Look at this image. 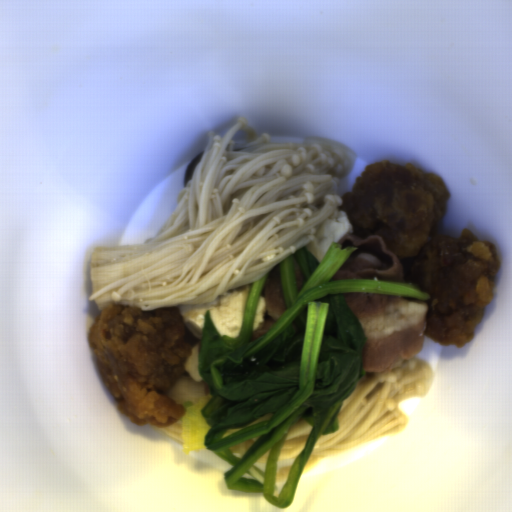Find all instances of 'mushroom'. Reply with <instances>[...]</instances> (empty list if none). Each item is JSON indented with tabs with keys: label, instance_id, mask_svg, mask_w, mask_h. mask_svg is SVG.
<instances>
[{
	"label": "mushroom",
	"instance_id": "1",
	"mask_svg": "<svg viewBox=\"0 0 512 512\" xmlns=\"http://www.w3.org/2000/svg\"><path fill=\"white\" fill-rule=\"evenodd\" d=\"M205 155V152L199 154L198 156H196L190 163V165L188 166L187 170H186V173H185V176H184V184H185V187L187 186L188 182L194 178V173H195V169L196 167L198 166V164L200 163V161L202 160V158L204 157Z\"/></svg>",
	"mask_w": 512,
	"mask_h": 512
}]
</instances>
